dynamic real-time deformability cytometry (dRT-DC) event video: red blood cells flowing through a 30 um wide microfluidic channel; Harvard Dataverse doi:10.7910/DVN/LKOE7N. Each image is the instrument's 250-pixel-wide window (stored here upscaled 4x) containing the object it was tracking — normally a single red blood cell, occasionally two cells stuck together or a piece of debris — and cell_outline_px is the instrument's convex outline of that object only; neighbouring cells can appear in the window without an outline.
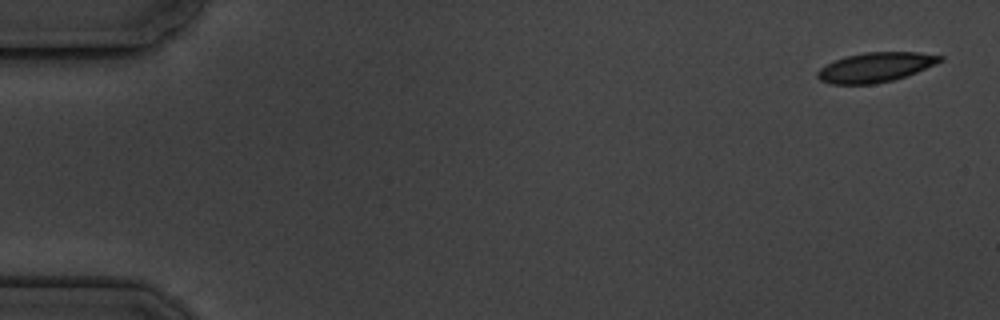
{"species": "common noctule bat (a hibernating species)", "species_latin": "Nyctalus noctula", "temperature_condition": "cold", "stored_images_in_passage": 4, "camera_frame_rate_fps": 3000, "um_per_image_px": 0.085, "animal": {"sex": "male", "body_mass_g": 19.5, "forearm_length_mm": 54.6}, "frame": {"image": 1, "passage_image": 1, "time_ms": 0.0, "image_size_px": [1000, 320], "cell_outline_px": [[944, 60], [936, 64], [916, 72], [892, 80], [872, 84], [832, 84], [820, 80], [816, 76], [816, 72], [820, 68], [844, 56], [864, 52], [920, 52], [944, 56]], "centroid_in_image_um": [74.42, 5.7], "position_along_channel_um": 10.6, "area_um2": 21.1}}